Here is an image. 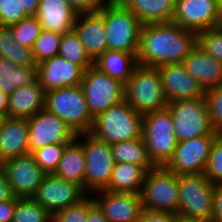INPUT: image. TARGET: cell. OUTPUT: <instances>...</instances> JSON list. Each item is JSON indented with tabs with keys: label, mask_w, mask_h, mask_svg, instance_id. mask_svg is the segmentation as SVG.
I'll list each match as a JSON object with an SVG mask.
<instances>
[{
	"label": "cell",
	"mask_w": 222,
	"mask_h": 222,
	"mask_svg": "<svg viewBox=\"0 0 222 222\" xmlns=\"http://www.w3.org/2000/svg\"><path fill=\"white\" fill-rule=\"evenodd\" d=\"M197 45L198 33L173 22L143 24L137 62L150 67L182 63Z\"/></svg>",
	"instance_id": "1"
},
{
	"label": "cell",
	"mask_w": 222,
	"mask_h": 222,
	"mask_svg": "<svg viewBox=\"0 0 222 222\" xmlns=\"http://www.w3.org/2000/svg\"><path fill=\"white\" fill-rule=\"evenodd\" d=\"M143 114L124 99L93 119L89 132L94 138L112 144L142 137Z\"/></svg>",
	"instance_id": "2"
},
{
	"label": "cell",
	"mask_w": 222,
	"mask_h": 222,
	"mask_svg": "<svg viewBox=\"0 0 222 222\" xmlns=\"http://www.w3.org/2000/svg\"><path fill=\"white\" fill-rule=\"evenodd\" d=\"M142 138L153 164L156 167L165 166L178 144L168 108L143 114Z\"/></svg>",
	"instance_id": "3"
},
{
	"label": "cell",
	"mask_w": 222,
	"mask_h": 222,
	"mask_svg": "<svg viewBox=\"0 0 222 222\" xmlns=\"http://www.w3.org/2000/svg\"><path fill=\"white\" fill-rule=\"evenodd\" d=\"M125 100L141 114L167 108L161 76L157 67L137 65L125 84Z\"/></svg>",
	"instance_id": "4"
},
{
	"label": "cell",
	"mask_w": 222,
	"mask_h": 222,
	"mask_svg": "<svg viewBox=\"0 0 222 222\" xmlns=\"http://www.w3.org/2000/svg\"><path fill=\"white\" fill-rule=\"evenodd\" d=\"M44 109L66 122L76 134L89 133L92 128L93 118L81 85L47 91Z\"/></svg>",
	"instance_id": "5"
},
{
	"label": "cell",
	"mask_w": 222,
	"mask_h": 222,
	"mask_svg": "<svg viewBox=\"0 0 222 222\" xmlns=\"http://www.w3.org/2000/svg\"><path fill=\"white\" fill-rule=\"evenodd\" d=\"M104 23L108 50L137 56L143 23L120 1L104 3Z\"/></svg>",
	"instance_id": "6"
},
{
	"label": "cell",
	"mask_w": 222,
	"mask_h": 222,
	"mask_svg": "<svg viewBox=\"0 0 222 222\" xmlns=\"http://www.w3.org/2000/svg\"><path fill=\"white\" fill-rule=\"evenodd\" d=\"M178 217L182 220H211L214 184L204 173L178 175Z\"/></svg>",
	"instance_id": "7"
},
{
	"label": "cell",
	"mask_w": 222,
	"mask_h": 222,
	"mask_svg": "<svg viewBox=\"0 0 222 222\" xmlns=\"http://www.w3.org/2000/svg\"><path fill=\"white\" fill-rule=\"evenodd\" d=\"M144 210L178 213V175L164 166L147 171L140 193Z\"/></svg>",
	"instance_id": "8"
},
{
	"label": "cell",
	"mask_w": 222,
	"mask_h": 222,
	"mask_svg": "<svg viewBox=\"0 0 222 222\" xmlns=\"http://www.w3.org/2000/svg\"><path fill=\"white\" fill-rule=\"evenodd\" d=\"M178 142L215 133L205 96L191 100L173 101L168 104Z\"/></svg>",
	"instance_id": "9"
},
{
	"label": "cell",
	"mask_w": 222,
	"mask_h": 222,
	"mask_svg": "<svg viewBox=\"0 0 222 222\" xmlns=\"http://www.w3.org/2000/svg\"><path fill=\"white\" fill-rule=\"evenodd\" d=\"M81 86L93 119L125 99V84L94 64L85 70Z\"/></svg>",
	"instance_id": "10"
},
{
	"label": "cell",
	"mask_w": 222,
	"mask_h": 222,
	"mask_svg": "<svg viewBox=\"0 0 222 222\" xmlns=\"http://www.w3.org/2000/svg\"><path fill=\"white\" fill-rule=\"evenodd\" d=\"M76 139L83 146L85 153V191L90 195L105 189L115 164L110 144L94 138L89 133L77 134Z\"/></svg>",
	"instance_id": "11"
},
{
	"label": "cell",
	"mask_w": 222,
	"mask_h": 222,
	"mask_svg": "<svg viewBox=\"0 0 222 222\" xmlns=\"http://www.w3.org/2000/svg\"><path fill=\"white\" fill-rule=\"evenodd\" d=\"M172 22L195 33L222 26V3L219 0H175Z\"/></svg>",
	"instance_id": "12"
},
{
	"label": "cell",
	"mask_w": 222,
	"mask_h": 222,
	"mask_svg": "<svg viewBox=\"0 0 222 222\" xmlns=\"http://www.w3.org/2000/svg\"><path fill=\"white\" fill-rule=\"evenodd\" d=\"M216 136L205 135L178 142L164 167L177 175L204 173Z\"/></svg>",
	"instance_id": "13"
},
{
	"label": "cell",
	"mask_w": 222,
	"mask_h": 222,
	"mask_svg": "<svg viewBox=\"0 0 222 222\" xmlns=\"http://www.w3.org/2000/svg\"><path fill=\"white\" fill-rule=\"evenodd\" d=\"M88 193L78 184L46 174L32 199L52 216L59 211L78 204Z\"/></svg>",
	"instance_id": "14"
},
{
	"label": "cell",
	"mask_w": 222,
	"mask_h": 222,
	"mask_svg": "<svg viewBox=\"0 0 222 222\" xmlns=\"http://www.w3.org/2000/svg\"><path fill=\"white\" fill-rule=\"evenodd\" d=\"M29 153L50 144H68L77 134L63 120L45 109L27 119Z\"/></svg>",
	"instance_id": "15"
},
{
	"label": "cell",
	"mask_w": 222,
	"mask_h": 222,
	"mask_svg": "<svg viewBox=\"0 0 222 222\" xmlns=\"http://www.w3.org/2000/svg\"><path fill=\"white\" fill-rule=\"evenodd\" d=\"M16 198H32L46 175L31 153L0 163Z\"/></svg>",
	"instance_id": "16"
},
{
	"label": "cell",
	"mask_w": 222,
	"mask_h": 222,
	"mask_svg": "<svg viewBox=\"0 0 222 222\" xmlns=\"http://www.w3.org/2000/svg\"><path fill=\"white\" fill-rule=\"evenodd\" d=\"M94 203L109 222H138L144 210L140 194L114 193L107 190L93 192Z\"/></svg>",
	"instance_id": "17"
},
{
	"label": "cell",
	"mask_w": 222,
	"mask_h": 222,
	"mask_svg": "<svg viewBox=\"0 0 222 222\" xmlns=\"http://www.w3.org/2000/svg\"><path fill=\"white\" fill-rule=\"evenodd\" d=\"M168 103L204 97L205 91L182 63L157 67Z\"/></svg>",
	"instance_id": "18"
},
{
	"label": "cell",
	"mask_w": 222,
	"mask_h": 222,
	"mask_svg": "<svg viewBox=\"0 0 222 222\" xmlns=\"http://www.w3.org/2000/svg\"><path fill=\"white\" fill-rule=\"evenodd\" d=\"M38 82L49 90L81 85L85 70L59 55L37 64Z\"/></svg>",
	"instance_id": "19"
},
{
	"label": "cell",
	"mask_w": 222,
	"mask_h": 222,
	"mask_svg": "<svg viewBox=\"0 0 222 222\" xmlns=\"http://www.w3.org/2000/svg\"><path fill=\"white\" fill-rule=\"evenodd\" d=\"M73 29L93 61L108 49L104 5L96 12L78 13Z\"/></svg>",
	"instance_id": "20"
},
{
	"label": "cell",
	"mask_w": 222,
	"mask_h": 222,
	"mask_svg": "<svg viewBox=\"0 0 222 222\" xmlns=\"http://www.w3.org/2000/svg\"><path fill=\"white\" fill-rule=\"evenodd\" d=\"M29 153V126L26 118L6 117L0 128V163Z\"/></svg>",
	"instance_id": "21"
},
{
	"label": "cell",
	"mask_w": 222,
	"mask_h": 222,
	"mask_svg": "<svg viewBox=\"0 0 222 222\" xmlns=\"http://www.w3.org/2000/svg\"><path fill=\"white\" fill-rule=\"evenodd\" d=\"M77 15L67 0H40L36 13L42 29L61 35L73 30Z\"/></svg>",
	"instance_id": "22"
},
{
	"label": "cell",
	"mask_w": 222,
	"mask_h": 222,
	"mask_svg": "<svg viewBox=\"0 0 222 222\" xmlns=\"http://www.w3.org/2000/svg\"><path fill=\"white\" fill-rule=\"evenodd\" d=\"M182 64L204 91L222 85V63L205 53L198 45L188 54Z\"/></svg>",
	"instance_id": "23"
},
{
	"label": "cell",
	"mask_w": 222,
	"mask_h": 222,
	"mask_svg": "<svg viewBox=\"0 0 222 222\" xmlns=\"http://www.w3.org/2000/svg\"><path fill=\"white\" fill-rule=\"evenodd\" d=\"M46 91L37 81L29 86L18 87L9 95L7 117L30 118L44 109Z\"/></svg>",
	"instance_id": "24"
},
{
	"label": "cell",
	"mask_w": 222,
	"mask_h": 222,
	"mask_svg": "<svg viewBox=\"0 0 222 222\" xmlns=\"http://www.w3.org/2000/svg\"><path fill=\"white\" fill-rule=\"evenodd\" d=\"M85 168L84 149L75 138L66 145L54 175L63 180L74 182L85 190Z\"/></svg>",
	"instance_id": "25"
},
{
	"label": "cell",
	"mask_w": 222,
	"mask_h": 222,
	"mask_svg": "<svg viewBox=\"0 0 222 222\" xmlns=\"http://www.w3.org/2000/svg\"><path fill=\"white\" fill-rule=\"evenodd\" d=\"M143 24L172 22L175 0H120Z\"/></svg>",
	"instance_id": "26"
},
{
	"label": "cell",
	"mask_w": 222,
	"mask_h": 222,
	"mask_svg": "<svg viewBox=\"0 0 222 222\" xmlns=\"http://www.w3.org/2000/svg\"><path fill=\"white\" fill-rule=\"evenodd\" d=\"M146 172L141 165L115 162L109 183L104 190L140 194Z\"/></svg>",
	"instance_id": "27"
},
{
	"label": "cell",
	"mask_w": 222,
	"mask_h": 222,
	"mask_svg": "<svg viewBox=\"0 0 222 222\" xmlns=\"http://www.w3.org/2000/svg\"><path fill=\"white\" fill-rule=\"evenodd\" d=\"M94 65L108 76L126 84L138 62L135 54L107 49L94 61Z\"/></svg>",
	"instance_id": "28"
},
{
	"label": "cell",
	"mask_w": 222,
	"mask_h": 222,
	"mask_svg": "<svg viewBox=\"0 0 222 222\" xmlns=\"http://www.w3.org/2000/svg\"><path fill=\"white\" fill-rule=\"evenodd\" d=\"M38 81L37 66L19 67L7 58L0 57V90L8 96L18 87Z\"/></svg>",
	"instance_id": "29"
},
{
	"label": "cell",
	"mask_w": 222,
	"mask_h": 222,
	"mask_svg": "<svg viewBox=\"0 0 222 222\" xmlns=\"http://www.w3.org/2000/svg\"><path fill=\"white\" fill-rule=\"evenodd\" d=\"M115 162L141 165L146 171L156 166L150 160L143 138L119 141L110 144Z\"/></svg>",
	"instance_id": "30"
},
{
	"label": "cell",
	"mask_w": 222,
	"mask_h": 222,
	"mask_svg": "<svg viewBox=\"0 0 222 222\" xmlns=\"http://www.w3.org/2000/svg\"><path fill=\"white\" fill-rule=\"evenodd\" d=\"M0 57L9 59L19 67L37 66L32 48L16 42L11 26L0 25Z\"/></svg>",
	"instance_id": "31"
},
{
	"label": "cell",
	"mask_w": 222,
	"mask_h": 222,
	"mask_svg": "<svg viewBox=\"0 0 222 222\" xmlns=\"http://www.w3.org/2000/svg\"><path fill=\"white\" fill-rule=\"evenodd\" d=\"M58 55L67 61L81 66L84 70H87L94 64L74 29L62 34Z\"/></svg>",
	"instance_id": "32"
},
{
	"label": "cell",
	"mask_w": 222,
	"mask_h": 222,
	"mask_svg": "<svg viewBox=\"0 0 222 222\" xmlns=\"http://www.w3.org/2000/svg\"><path fill=\"white\" fill-rule=\"evenodd\" d=\"M12 222H52V215L32 198H16Z\"/></svg>",
	"instance_id": "33"
},
{
	"label": "cell",
	"mask_w": 222,
	"mask_h": 222,
	"mask_svg": "<svg viewBox=\"0 0 222 222\" xmlns=\"http://www.w3.org/2000/svg\"><path fill=\"white\" fill-rule=\"evenodd\" d=\"M62 35L43 29L32 47L36 64L58 55Z\"/></svg>",
	"instance_id": "34"
},
{
	"label": "cell",
	"mask_w": 222,
	"mask_h": 222,
	"mask_svg": "<svg viewBox=\"0 0 222 222\" xmlns=\"http://www.w3.org/2000/svg\"><path fill=\"white\" fill-rule=\"evenodd\" d=\"M67 144H50L33 151L36 163L45 174H54Z\"/></svg>",
	"instance_id": "35"
},
{
	"label": "cell",
	"mask_w": 222,
	"mask_h": 222,
	"mask_svg": "<svg viewBox=\"0 0 222 222\" xmlns=\"http://www.w3.org/2000/svg\"><path fill=\"white\" fill-rule=\"evenodd\" d=\"M16 42L22 46L32 48L40 36L42 26L36 16H28L11 26Z\"/></svg>",
	"instance_id": "36"
},
{
	"label": "cell",
	"mask_w": 222,
	"mask_h": 222,
	"mask_svg": "<svg viewBox=\"0 0 222 222\" xmlns=\"http://www.w3.org/2000/svg\"><path fill=\"white\" fill-rule=\"evenodd\" d=\"M198 46L222 63V26L198 33Z\"/></svg>",
	"instance_id": "37"
},
{
	"label": "cell",
	"mask_w": 222,
	"mask_h": 222,
	"mask_svg": "<svg viewBox=\"0 0 222 222\" xmlns=\"http://www.w3.org/2000/svg\"><path fill=\"white\" fill-rule=\"evenodd\" d=\"M212 127L217 134H222V85L205 90Z\"/></svg>",
	"instance_id": "38"
},
{
	"label": "cell",
	"mask_w": 222,
	"mask_h": 222,
	"mask_svg": "<svg viewBox=\"0 0 222 222\" xmlns=\"http://www.w3.org/2000/svg\"><path fill=\"white\" fill-rule=\"evenodd\" d=\"M204 174L213 184L222 183V134L215 138Z\"/></svg>",
	"instance_id": "39"
},
{
	"label": "cell",
	"mask_w": 222,
	"mask_h": 222,
	"mask_svg": "<svg viewBox=\"0 0 222 222\" xmlns=\"http://www.w3.org/2000/svg\"><path fill=\"white\" fill-rule=\"evenodd\" d=\"M26 17L22 0H0V25L12 26Z\"/></svg>",
	"instance_id": "40"
},
{
	"label": "cell",
	"mask_w": 222,
	"mask_h": 222,
	"mask_svg": "<svg viewBox=\"0 0 222 222\" xmlns=\"http://www.w3.org/2000/svg\"><path fill=\"white\" fill-rule=\"evenodd\" d=\"M89 212V195L78 204L69 206L52 216V222H86Z\"/></svg>",
	"instance_id": "41"
},
{
	"label": "cell",
	"mask_w": 222,
	"mask_h": 222,
	"mask_svg": "<svg viewBox=\"0 0 222 222\" xmlns=\"http://www.w3.org/2000/svg\"><path fill=\"white\" fill-rule=\"evenodd\" d=\"M138 222H179V217L170 212H153L143 210Z\"/></svg>",
	"instance_id": "42"
},
{
	"label": "cell",
	"mask_w": 222,
	"mask_h": 222,
	"mask_svg": "<svg viewBox=\"0 0 222 222\" xmlns=\"http://www.w3.org/2000/svg\"><path fill=\"white\" fill-rule=\"evenodd\" d=\"M77 13L98 11L105 3L104 0H67Z\"/></svg>",
	"instance_id": "43"
},
{
	"label": "cell",
	"mask_w": 222,
	"mask_h": 222,
	"mask_svg": "<svg viewBox=\"0 0 222 222\" xmlns=\"http://www.w3.org/2000/svg\"><path fill=\"white\" fill-rule=\"evenodd\" d=\"M211 222H222V183L214 184Z\"/></svg>",
	"instance_id": "44"
},
{
	"label": "cell",
	"mask_w": 222,
	"mask_h": 222,
	"mask_svg": "<svg viewBox=\"0 0 222 222\" xmlns=\"http://www.w3.org/2000/svg\"><path fill=\"white\" fill-rule=\"evenodd\" d=\"M16 208V197L0 202V222H12Z\"/></svg>",
	"instance_id": "45"
},
{
	"label": "cell",
	"mask_w": 222,
	"mask_h": 222,
	"mask_svg": "<svg viewBox=\"0 0 222 222\" xmlns=\"http://www.w3.org/2000/svg\"><path fill=\"white\" fill-rule=\"evenodd\" d=\"M14 197L11 186L7 181L5 170L0 164V202L10 200Z\"/></svg>",
	"instance_id": "46"
},
{
	"label": "cell",
	"mask_w": 222,
	"mask_h": 222,
	"mask_svg": "<svg viewBox=\"0 0 222 222\" xmlns=\"http://www.w3.org/2000/svg\"><path fill=\"white\" fill-rule=\"evenodd\" d=\"M86 222H109L99 207L94 203L92 195H89V212Z\"/></svg>",
	"instance_id": "47"
},
{
	"label": "cell",
	"mask_w": 222,
	"mask_h": 222,
	"mask_svg": "<svg viewBox=\"0 0 222 222\" xmlns=\"http://www.w3.org/2000/svg\"><path fill=\"white\" fill-rule=\"evenodd\" d=\"M23 8L28 16H36L40 0H22Z\"/></svg>",
	"instance_id": "48"
},
{
	"label": "cell",
	"mask_w": 222,
	"mask_h": 222,
	"mask_svg": "<svg viewBox=\"0 0 222 222\" xmlns=\"http://www.w3.org/2000/svg\"><path fill=\"white\" fill-rule=\"evenodd\" d=\"M9 96L4 94L0 90V112L4 113L7 117V109H8Z\"/></svg>",
	"instance_id": "49"
},
{
	"label": "cell",
	"mask_w": 222,
	"mask_h": 222,
	"mask_svg": "<svg viewBox=\"0 0 222 222\" xmlns=\"http://www.w3.org/2000/svg\"><path fill=\"white\" fill-rule=\"evenodd\" d=\"M179 222H211L210 220H182L179 219Z\"/></svg>",
	"instance_id": "50"
},
{
	"label": "cell",
	"mask_w": 222,
	"mask_h": 222,
	"mask_svg": "<svg viewBox=\"0 0 222 222\" xmlns=\"http://www.w3.org/2000/svg\"><path fill=\"white\" fill-rule=\"evenodd\" d=\"M5 119H6V115L0 112V128L2 127V124Z\"/></svg>",
	"instance_id": "51"
},
{
	"label": "cell",
	"mask_w": 222,
	"mask_h": 222,
	"mask_svg": "<svg viewBox=\"0 0 222 222\" xmlns=\"http://www.w3.org/2000/svg\"><path fill=\"white\" fill-rule=\"evenodd\" d=\"M105 2H114V1H120V0H104Z\"/></svg>",
	"instance_id": "52"
}]
</instances>
